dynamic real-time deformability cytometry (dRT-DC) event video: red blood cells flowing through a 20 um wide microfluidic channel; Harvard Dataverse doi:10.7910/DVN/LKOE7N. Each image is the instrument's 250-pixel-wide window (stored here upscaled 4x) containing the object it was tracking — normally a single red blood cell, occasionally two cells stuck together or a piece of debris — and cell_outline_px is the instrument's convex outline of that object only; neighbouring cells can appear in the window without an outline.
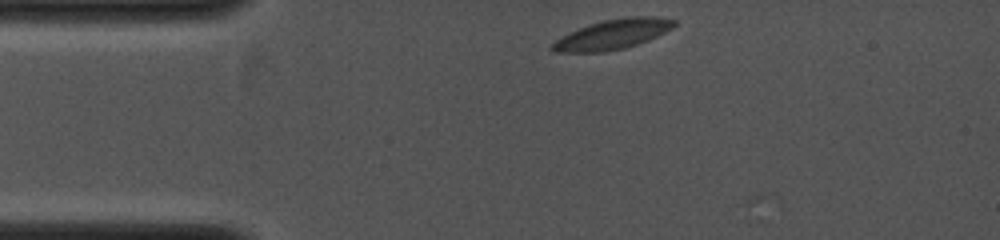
{"species": "common noctule bat (a hibernating species)", "species_latin": "Nyctalus noctula", "temperature_condition": "cold", "stored_images_in_passage": 3, "camera_frame_rate_fps": 4000, "um_per_image_px": 0.085, "animal": {"sex": "female", "body_mass_g": 19.0, "forearm_length_mm": 53.3}, "frame": {"image": 1, "passage_image": 1, "time_ms": 0.0, "image_size_px": [1000, 240], "cell_outline_px": [[676, 24], [672, 28], [648, 40], [624, 48], [604, 52], [552, 52], [548, 48], [556, 40], [580, 28], [604, 20], [628, 16], [656, 16], [676, 20]], "centroid_in_image_um": [52.09, 2.92], "position_along_channel_um": 32.9, "area_um2": 20.92}}